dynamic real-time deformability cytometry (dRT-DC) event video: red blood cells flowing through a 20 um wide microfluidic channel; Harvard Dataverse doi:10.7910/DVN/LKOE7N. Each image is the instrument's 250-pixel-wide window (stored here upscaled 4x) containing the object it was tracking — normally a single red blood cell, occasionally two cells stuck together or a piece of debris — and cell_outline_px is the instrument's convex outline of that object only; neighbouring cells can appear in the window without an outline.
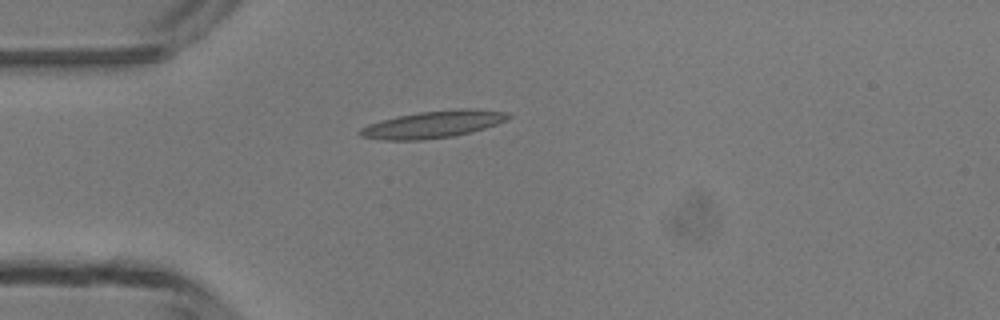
{"species": "common noctule bat (a hibernating species)", "species_latin": "Nyctalus noctula", "temperature_condition": "room temperature", "stored_images_in_passage": 5, "camera_frame_rate_fps": 3000, "um_per_image_px": 0.085, "animal": {"sex": "male", "body_mass_g": 13.3}, "frame": {"image": 1, "passage_image": 5, "time_ms": 5.333, "image_size_px": [1000, 320], "cell_outline_px": [[512, 116], [508, 120], [484, 128], [452, 136], [420, 140], [384, 140], [360, 136], [356, 132], [360, 128], [368, 124], [380, 120], [396, 116], [420, 112], [460, 108], [468, 108], [508, 112]], "centroid_in_image_um": [36.78, 10.56], "position_along_channel_um": 48.2, "area_um2": 23.41}}